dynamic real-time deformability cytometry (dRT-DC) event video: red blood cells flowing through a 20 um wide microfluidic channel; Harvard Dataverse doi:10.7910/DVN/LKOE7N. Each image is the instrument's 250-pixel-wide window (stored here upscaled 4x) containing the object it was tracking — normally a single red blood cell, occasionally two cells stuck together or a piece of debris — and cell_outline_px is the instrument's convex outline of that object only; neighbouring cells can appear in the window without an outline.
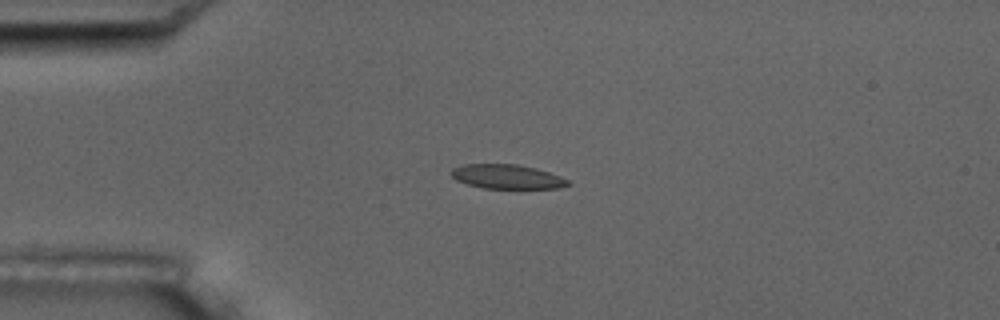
{"species": "common noctule bat (a hibernating species)", "species_latin": "Nyctalus noctula", "temperature_condition": "room temperature", "stored_images_in_passage": 5, "camera_frame_rate_fps": 3000, "um_per_image_px": 0.085, "animal": {"sex": "male", "body_mass_g": 17.5, "forearm_length_mm": 52.3}, "frame": {"image": 1, "passage_image": 4, "time_ms": 3.333, "image_size_px": [1000, 320], "cell_outline_px": [[572, 184], [560, 188], [484, 188], [468, 184], [456, 180], [448, 172], [452, 168], [464, 164], [516, 164], [536, 168], [560, 176], [568, 180]], "centroid_in_image_um": [43.08, 15.01], "position_along_channel_um": 41.9, "area_um2": 16.53}}